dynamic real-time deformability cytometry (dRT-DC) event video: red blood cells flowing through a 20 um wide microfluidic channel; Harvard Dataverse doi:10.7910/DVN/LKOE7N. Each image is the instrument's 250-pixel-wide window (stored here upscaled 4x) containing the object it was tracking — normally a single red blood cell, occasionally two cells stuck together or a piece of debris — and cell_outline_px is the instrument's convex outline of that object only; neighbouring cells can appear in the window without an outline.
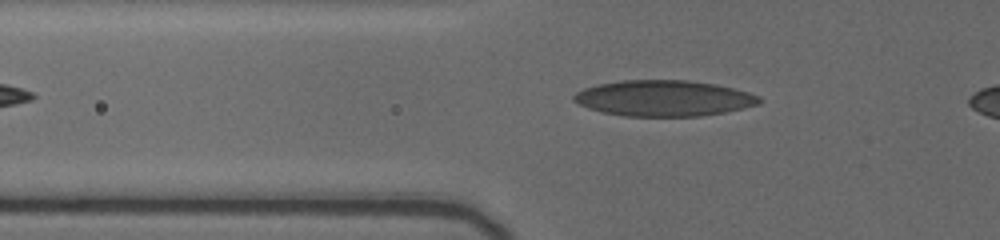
{"species": "human", "species_latin": "Homo sapiens", "temperature_condition": "cold", "stored_images_in_passage": 43, "camera_frame_rate_fps": 3000, "um_per_image_px": 0.085, "donor": {"sex": "female"}, "frame": {"image": 1, "passage_image": 13, "time_ms": 3.0, "image_size_px": [1000, 240], "cell_outline_px": [[760, 104], [744, 108], [724, 112], [700, 116], [624, 116], [604, 112], [588, 108], [572, 100], [572, 96], [576, 92], [584, 88], [600, 84], [624, 80], [688, 80], [716, 84], [748, 92], [760, 96]], "centroid_in_image_um": [56.43, 8.35], "position_along_channel_um": 69.4, "area_um2": 38.67}}
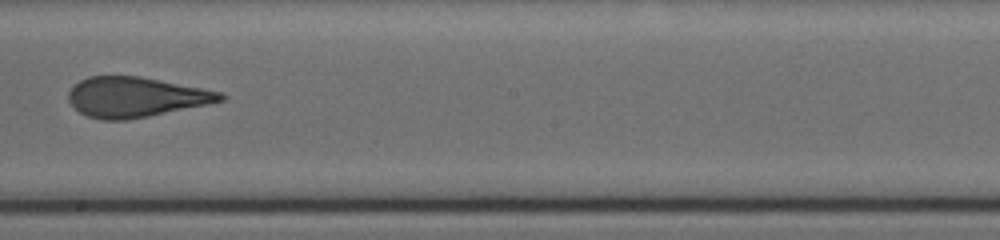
{"frame": {"image": 2, "passage_image": 29, "time_ms": 7.667, "image_size_px": [1000, 240], "cell_outline_px": [[228, 96], [224, 100], [148, 116], [124, 120], [104, 120], [88, 116], [80, 112], [68, 100], [68, 92], [80, 80], [88, 76], [140, 76], [220, 92]], "centroid_in_image_um": [11.5, 8.24], "position_along_channel_um": 236.7, "area_um2": 34.85}}
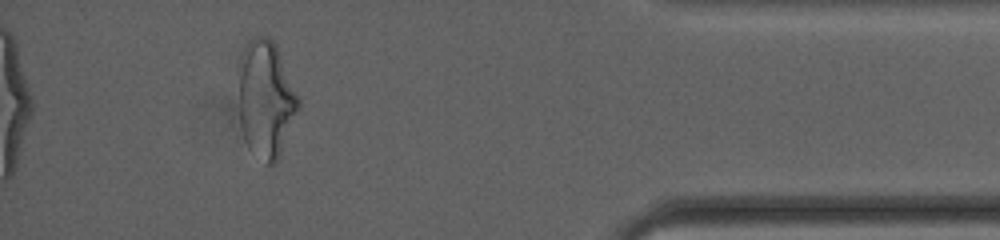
{"frame": {"image": 3, "passage_image": 42, "time_ms": 13.333, "image_size_px": [1000, 240], "cell_outline_px": [[300, 108], [280, 152], [276, 160], [272, 164], [264, 164], [248, 144], [244, 136], [240, 124], [236, 68], [240, 56], [248, 40], [256, 36], [268, 36], [276, 44], [300, 100]], "centroid_in_image_um": [22.56, 8.34], "position_along_channel_um": 412.6, "area_um2": 41.15}}